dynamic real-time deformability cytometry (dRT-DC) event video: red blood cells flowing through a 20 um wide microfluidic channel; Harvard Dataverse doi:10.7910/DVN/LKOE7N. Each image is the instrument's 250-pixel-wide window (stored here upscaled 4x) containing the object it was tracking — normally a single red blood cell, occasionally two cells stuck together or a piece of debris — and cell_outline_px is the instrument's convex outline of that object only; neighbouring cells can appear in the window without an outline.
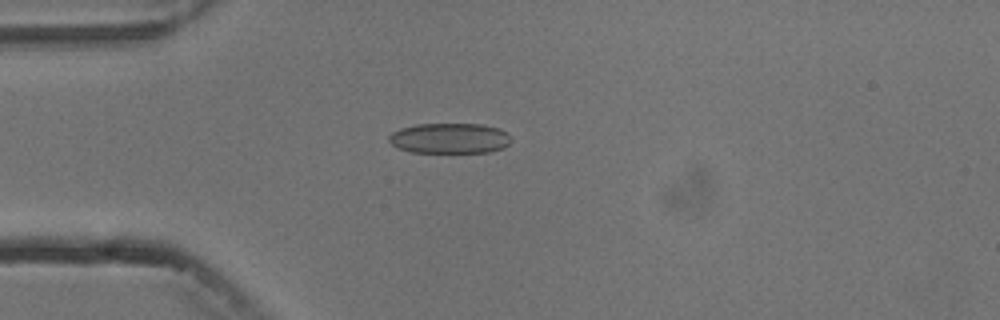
{"species": "common noctule bat (a hibernating species)", "species_latin": "Nyctalus noctula", "temperature_condition": "cold", "stored_images_in_passage": 4, "camera_frame_rate_fps": 3000, "um_per_image_px": 0.085, "animal": {"sex": "male", "body_mass_g": 13.3}, "frame": {"image": 1, "passage_image": 4, "time_ms": 3.333, "image_size_px": [1000, 320], "cell_outline_px": [[512, 140], [504, 148], [488, 152], [412, 152], [400, 148], [392, 144], [388, 140], [388, 136], [392, 132], [400, 128], [416, 124], [480, 124], [496, 128], [508, 132]], "centroid_in_image_um": [38.23, 11.75], "position_along_channel_um": 46.8, "area_um2": 21.62}}